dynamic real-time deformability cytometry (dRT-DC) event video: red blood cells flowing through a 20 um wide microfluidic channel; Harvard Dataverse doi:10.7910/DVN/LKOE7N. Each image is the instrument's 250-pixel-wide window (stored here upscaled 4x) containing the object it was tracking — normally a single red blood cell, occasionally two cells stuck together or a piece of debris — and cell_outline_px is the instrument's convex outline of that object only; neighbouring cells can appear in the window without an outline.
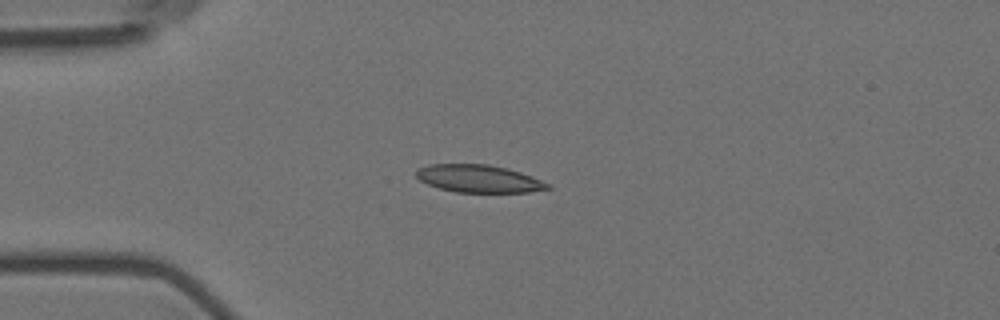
{"species": "Egyptian fruit bat (a non-hibernating species)", "species_latin": "Rousettus aegyptiacus", "temperature_condition": "room temperature", "stored_images_in_passage": 12, "camera_frame_rate_fps": 3000, "um_per_image_px": 0.085, "animal": {"sex": "female"}, "frame": {"image": 1, "passage_image": 1, "time_ms": 0.0, "image_size_px": [1000, 320], "cell_outline_px": [[552, 188], [528, 192], [456, 192], [440, 188], [428, 184], [420, 180], [416, 176], [416, 168], [428, 164], [488, 164], [508, 168], [532, 176], [552, 184]], "centroid_in_image_um": [40.71, 15.18], "position_along_channel_um": 44.3, "area_um2": 21.27}}
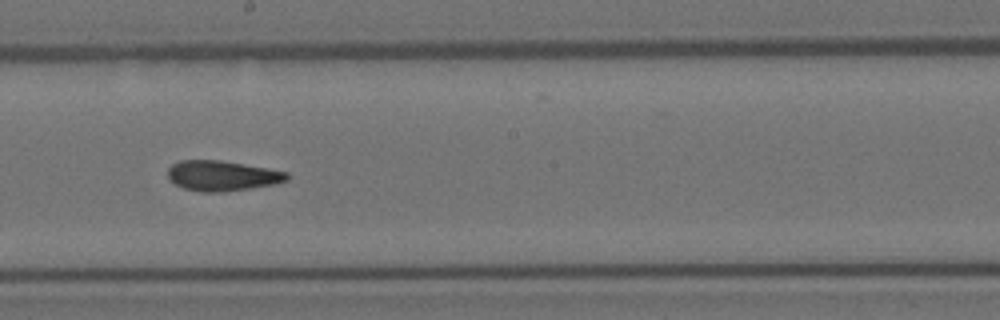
{"frame": {"image": 2, "passage_image": 6, "time_ms": 1.667, "image_size_px": [1000, 320], "cell_outline_px": [[288, 180], [272, 184], [252, 188], [224, 192], [200, 192], [184, 188], [168, 180], [168, 168], [172, 164], [180, 160], [220, 160], [288, 172]], "centroid_in_image_um": [18.84, 14.94], "position_along_channel_um": 229.4, "area_um2": 20.92}}
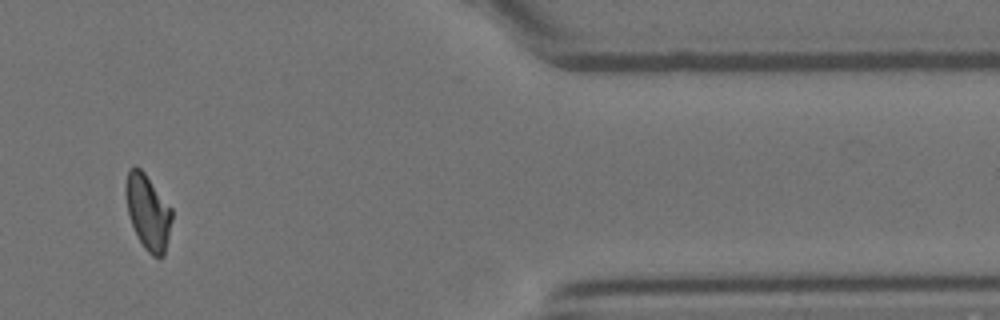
{"frame": {"image": 3, "passage_image": 10, "time_ms": 3.0, "image_size_px": [1000, 320], "cell_outline_px": [[172, 220], [164, 256], [152, 256], [144, 248], [132, 224], [128, 212], [124, 192], [124, 184], [128, 168], [132, 164], [140, 168], [144, 172], [172, 208]], "centroid_in_image_um": [12.55, 17.96], "position_along_channel_um": 398.8, "area_um2": 20.29}}